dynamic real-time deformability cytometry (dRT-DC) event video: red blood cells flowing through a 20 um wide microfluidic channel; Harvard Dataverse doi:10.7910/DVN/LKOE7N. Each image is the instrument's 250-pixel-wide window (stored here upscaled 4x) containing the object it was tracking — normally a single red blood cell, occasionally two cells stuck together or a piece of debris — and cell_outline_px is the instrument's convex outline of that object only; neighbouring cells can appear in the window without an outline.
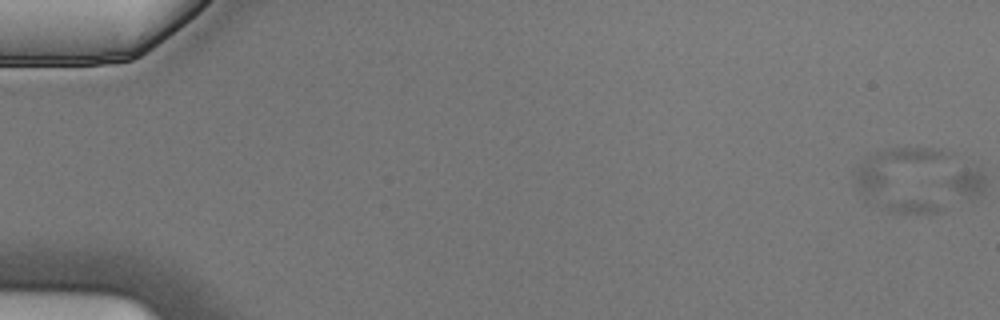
{"species": "Egyptian fruit bat (a non-hibernating species)", "species_latin": "Rousettus aegyptiacus", "temperature_condition": "cold", "stored_images_in_passage": 6, "camera_frame_rate_fps": 3000, "um_per_image_px": 0.085, "animal": {"sex": "male"}, "frame": {"image": 1, "passage_image": 1, "time_ms": 0.0, "image_size_px": [1000, 320], "cell_outline_px": [[952, 152], [944, 212], [888, 212], [872, 204], [856, 188], [856, 168], [864, 156], [876, 152], [892, 148], [940, 148]], "centroid_in_image_um": [76.98, 15.23], "position_along_channel_um": 8.0, "area_um2": 38.61}}